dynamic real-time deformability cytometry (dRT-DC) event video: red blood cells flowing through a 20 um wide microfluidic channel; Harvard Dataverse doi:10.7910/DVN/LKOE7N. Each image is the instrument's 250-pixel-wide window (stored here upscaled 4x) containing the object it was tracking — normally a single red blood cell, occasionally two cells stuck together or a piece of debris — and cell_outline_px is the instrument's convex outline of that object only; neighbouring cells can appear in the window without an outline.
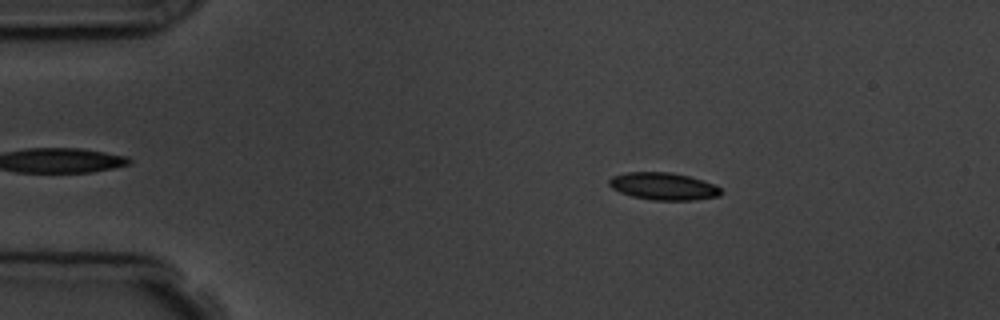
{"species": "common noctule bat (a hibernating species)", "species_latin": "Nyctalus noctula", "temperature_condition": "room temperature", "stored_images_in_passage": 5, "camera_frame_rate_fps": 3000, "um_per_image_px": 0.085, "animal": {"sex": "male", "body_mass_g": 19.5, "forearm_length_mm": 54.6}, "frame": {"image": 1, "passage_image": 1, "time_ms": 0.0, "image_size_px": [1000, 320], "cell_outline_px": [[724, 192], [720, 196], [692, 200], [652, 200], [632, 196], [620, 192], [612, 188], [608, 184], [608, 180], [612, 176], [628, 172], [668, 172], [688, 176], [704, 180], [720, 188]], "centroid_in_image_um": [56.39, 15.83], "position_along_channel_um": 28.6, "area_um2": 17.8}}
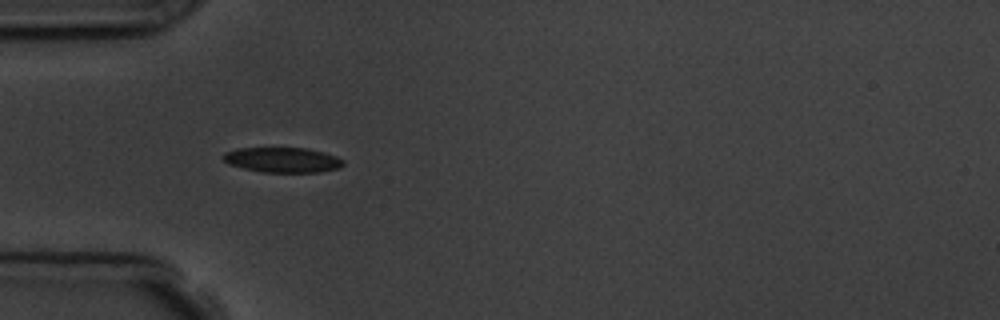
{"frame": {"image": 2, "passage_image": 3, "time_ms": 2.333, "image_size_px": [1000, 320], "cell_outline_px": [[344, 164], [340, 168], [320, 172], [264, 172], [244, 168], [228, 164], [220, 156], [224, 152], [236, 148], [308, 148], [324, 152], [336, 156], [344, 160]], "centroid_in_image_um": [24.01, 13.58], "position_along_channel_um": 61.0, "area_um2": 17.69}}